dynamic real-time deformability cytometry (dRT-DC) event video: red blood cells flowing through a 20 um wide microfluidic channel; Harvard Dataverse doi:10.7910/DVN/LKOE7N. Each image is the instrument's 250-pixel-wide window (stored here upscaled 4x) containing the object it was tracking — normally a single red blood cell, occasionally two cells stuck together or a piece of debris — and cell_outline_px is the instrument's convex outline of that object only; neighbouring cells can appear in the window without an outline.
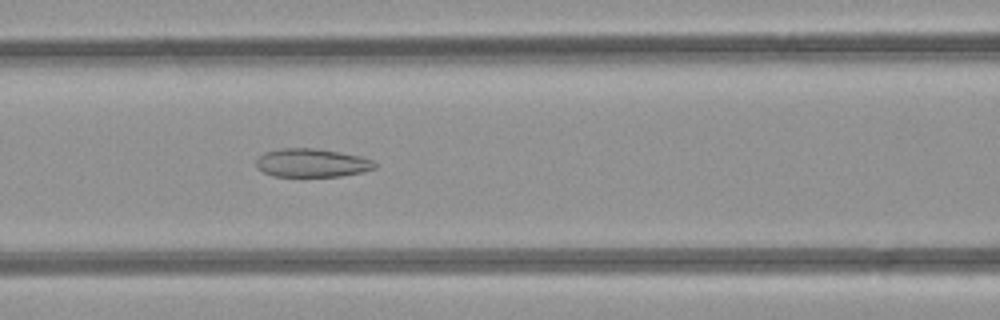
{"species": "common noctule bat (a hibernating species)", "species_latin": "Nyctalus noctula", "temperature_condition": "room temperature", "stored_images_in_passage": 25, "camera_frame_rate_fps": 3000, "um_per_image_px": 0.085, "animal": {"sex": "female", "body_mass_g": 21.9}, "frame": {"image": 1, "passage_image": 11, "time_ms": 3.333, "image_size_px": [1000, 320], "cell_outline_px": [[376, 168], [360, 172], [340, 176], [272, 176], [256, 168], [256, 160], [264, 152], [280, 148], [312, 148], [360, 156], [372, 160], [376, 164]], "centroid_in_image_um": [26.46, 13.85], "position_along_channel_um": 140.1, "area_um2": 19.48}}
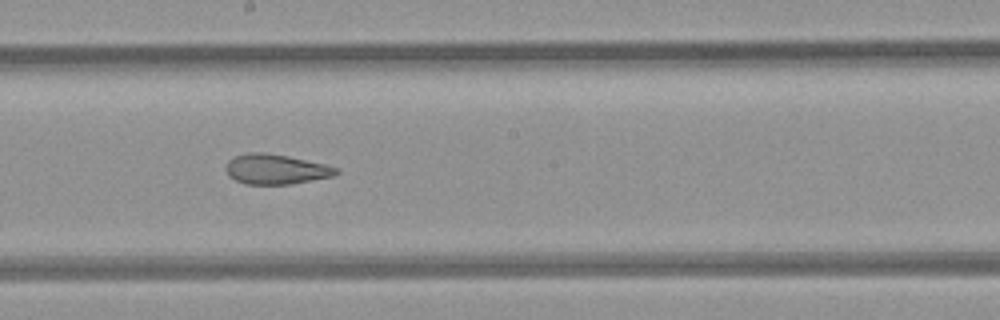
{"frame": {"image": 2, "passage_image": 17, "time_ms": 5.333, "image_size_px": [1000, 320], "cell_outline_px": [[340, 172], [336, 176], [288, 184], [244, 184], [228, 176], [224, 168], [228, 160], [236, 156], [248, 152], [264, 152], [288, 156], [324, 164], [336, 168]], "centroid_in_image_um": [23.42, 14.38], "position_along_channel_um": 224.8, "area_um2": 19.31}}
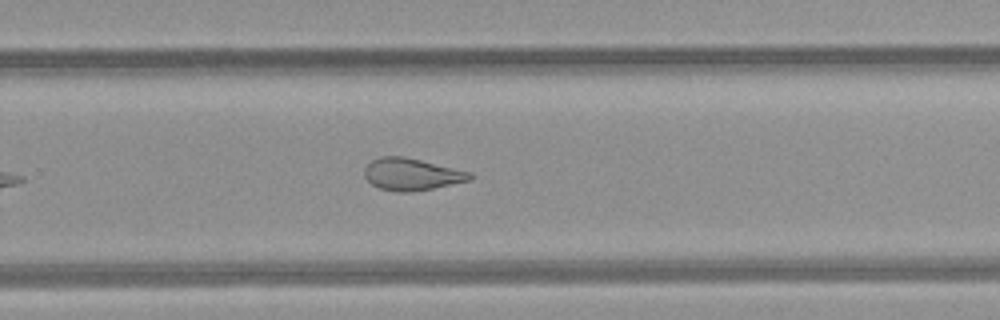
{"frame": {"image": 3, "passage_image": 22, "time_ms": 7.0, "image_size_px": [1000, 320], "cell_outline_px": [[472, 180], [432, 188], [408, 192], [396, 192], [380, 188], [372, 184], [364, 176], [364, 168], [372, 160], [380, 156], [404, 156], [472, 172]], "centroid_in_image_um": [34.99, 14.81], "position_along_channel_um": 294.8, "area_um2": 19.65}}